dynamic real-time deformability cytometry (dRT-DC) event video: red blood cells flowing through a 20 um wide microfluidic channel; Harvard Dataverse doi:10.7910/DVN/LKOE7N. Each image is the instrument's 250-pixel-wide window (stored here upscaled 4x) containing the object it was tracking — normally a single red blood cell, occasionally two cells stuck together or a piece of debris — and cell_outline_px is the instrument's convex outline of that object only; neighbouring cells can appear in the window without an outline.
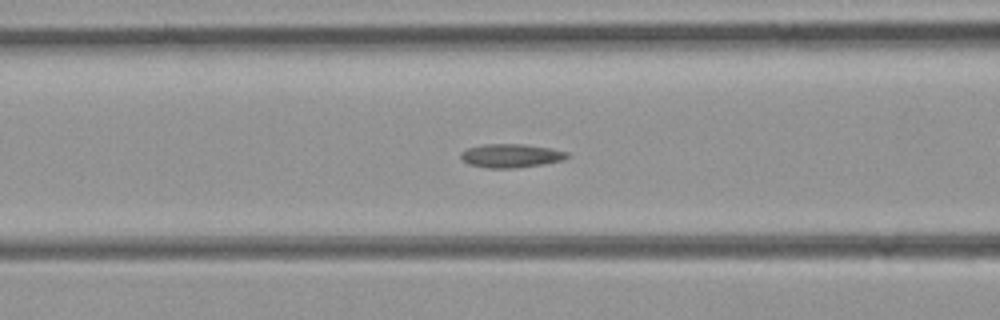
{"species": "common noctule bat (a hibernating species)", "species_latin": "Nyctalus noctula", "temperature_condition": "room temperature", "stored_images_in_passage": 51, "camera_frame_rate_fps": 3000, "um_per_image_px": 0.085, "animal": {"sex": "female", "body_mass_g": 21.9}, "frame": {"image": 1, "passage_image": 20, "time_ms": 6.333, "image_size_px": [1000, 320], "cell_outline_px": [[572, 156], [564, 160], [544, 164], [516, 168], [488, 168], [468, 164], [460, 156], [460, 152], [468, 148], [484, 144], [524, 144], [552, 148], [568, 152]], "centroid_in_image_um": [43.49, 13.23], "position_along_channel_um": 123.1, "area_um2": 14.85}}
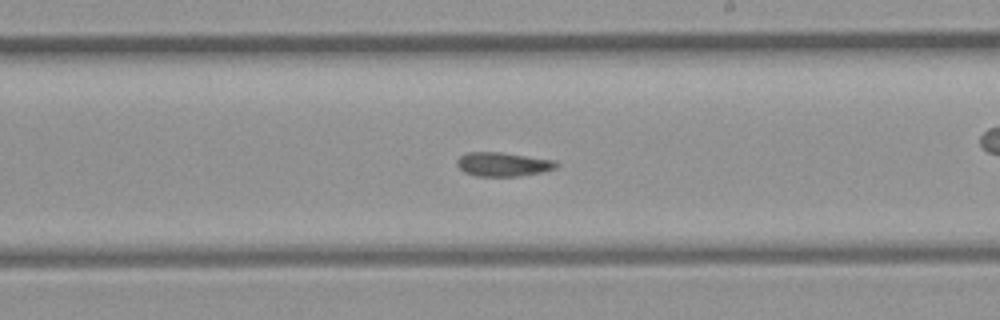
{"frame": {"image": 2, "passage_image": 29, "time_ms": 9.333, "image_size_px": [1000, 320], "cell_outline_px": [[560, 164], [556, 168], [540, 172], [520, 176], [476, 176], [464, 172], [456, 164], [456, 160], [460, 156], [468, 152], [500, 152], [556, 160]], "centroid_in_image_um": [42.76, 13.96], "position_along_channel_um": 246.2, "area_um2": 13.93}}
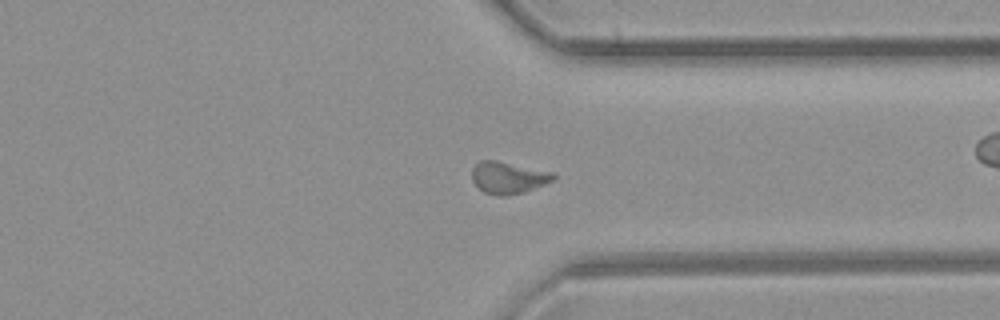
{"frame": {"image": 3, "passage_image": 38, "time_ms": 12.333, "image_size_px": [1000, 320], "cell_outline_px": [[556, 176], [552, 180], [544, 184], [524, 192], [504, 196], [500, 196], [484, 192], [472, 180], [472, 168], [480, 160], [496, 160], [556, 172]], "centroid_in_image_um": [43.21, 15.08], "position_along_channel_um": 368.2, "area_um2": 15.14}}